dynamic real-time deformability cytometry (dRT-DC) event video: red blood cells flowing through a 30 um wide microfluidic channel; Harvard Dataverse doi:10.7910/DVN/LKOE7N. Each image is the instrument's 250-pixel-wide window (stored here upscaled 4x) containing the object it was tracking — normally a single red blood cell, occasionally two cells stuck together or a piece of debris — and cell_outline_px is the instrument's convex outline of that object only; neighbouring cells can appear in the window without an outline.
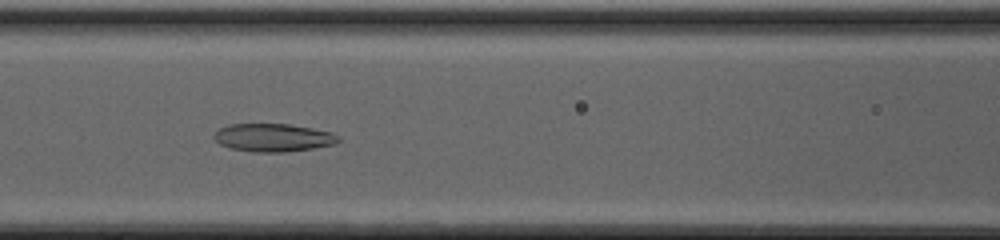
{"species": "common noctule bat (a hibernating species)", "species_latin": "Nyctalus noctula", "temperature_condition": "cold", "stored_images_in_passage": 35, "camera_frame_rate_fps": 3000, "um_per_image_px": 0.085, "animal": {"sex": "female", "body_mass_g": 20.0, "forearm_length_mm": 54.0}, "frame": {"image": 1, "passage_image": 9, "time_ms": 2.667, "image_size_px": [1000, 240], "cell_outline_px": [[340, 140], [336, 144], [288, 152], [252, 152], [232, 148], [220, 144], [212, 136], [220, 128], [228, 124], [288, 124], [312, 128], [332, 132], [340, 136]], "centroid_in_image_um": [23.25, 11.7], "position_along_channel_um": 143.4, "area_um2": 20.35}}
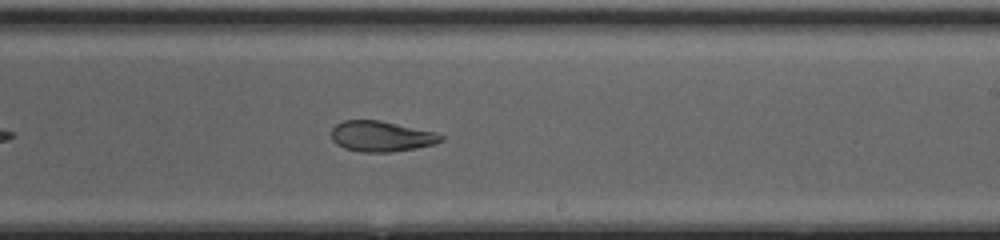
{"frame": {"image": 2, "passage_image": 17, "time_ms": 5.333, "image_size_px": [1000, 240], "cell_outline_px": [[444, 140], [436, 144], [416, 148], [388, 152], [360, 152], [344, 148], [336, 144], [332, 140], [332, 128], [336, 124], [344, 120], [380, 120], [436, 132], [444, 136]], "centroid_in_image_um": [32.42, 11.59], "position_along_channel_um": 256.6, "area_um2": 19.65}}
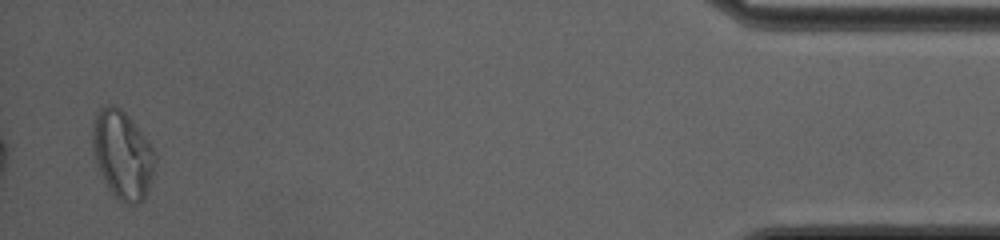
{"frame": {"image": 3, "passage_image": 34, "time_ms": 11.0, "image_size_px": [1000, 240], "cell_outline_px": [[156, 164], [148, 192], [144, 200], [140, 204], [124, 204], [108, 188], [100, 172], [92, 152], [92, 120], [96, 112], [100, 108], [108, 104], [112, 104], [120, 108], [132, 120], [152, 144], [156, 152]], "centroid_in_image_um": [10.43, 13.14], "position_along_channel_um": 424.8, "area_um2": 32.77}, "authors_computed_cell_mechanics": {"area_um2": 21.675, "velocity_mm_per_s": 4.2539, "shape_relaxation_time_tau1_ms": null, "shape_relaxation_time_tau2_ms": 1.9195, "deformation_change_tau1": null, "deformation_change_tau2": 0.0842}}